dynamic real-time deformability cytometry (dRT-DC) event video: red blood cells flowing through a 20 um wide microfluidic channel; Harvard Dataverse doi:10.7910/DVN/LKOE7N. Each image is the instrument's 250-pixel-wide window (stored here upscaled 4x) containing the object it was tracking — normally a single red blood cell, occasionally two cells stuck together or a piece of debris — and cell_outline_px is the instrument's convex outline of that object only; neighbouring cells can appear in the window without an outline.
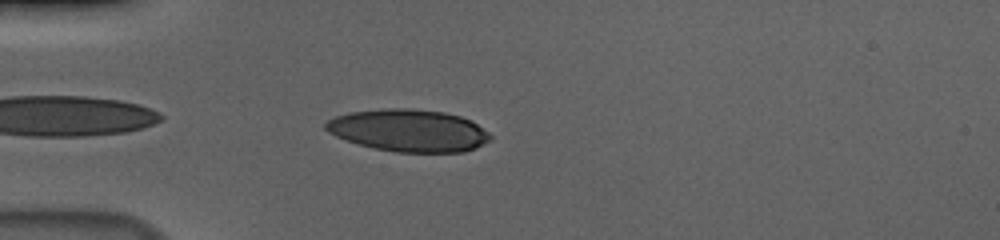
{"species": "human", "species_latin": "Homo sapiens", "temperature_condition": "cold", "stored_images_in_passage": 42, "camera_frame_rate_fps": 3000, "um_per_image_px": 0.085, "donor": {"sex": "male"}, "frame": {"image": 1, "passage_image": 2, "time_ms": 0.333, "image_size_px": [1000, 240], "cell_outline_px": [[492, 140], [476, 148], [464, 152], [396, 152], [376, 148], [360, 144], [336, 136], [328, 132], [324, 128], [324, 124], [328, 120], [336, 116], [348, 112], [388, 108], [412, 108], [444, 112], [460, 116], [472, 120], [488, 132], [492, 136]], "centroid_in_image_um": [34.77, 11.08], "position_along_channel_um": 50.2, "area_um2": 40.63}}
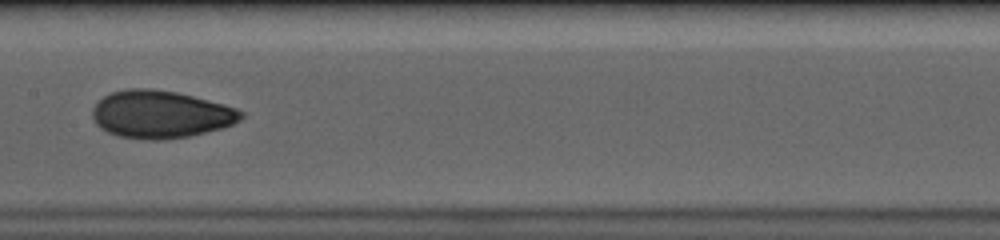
{"frame": {"image": 2, "passage_image": 15, "time_ms": 4.667, "image_size_px": [1000, 240], "cell_outline_px": [[244, 116], [240, 120], [232, 124], [220, 128], [188, 136], [160, 140], [152, 140], [120, 136], [108, 132], [100, 128], [96, 124], [92, 116], [92, 108], [104, 96], [112, 92], [128, 88], [152, 88], [176, 92], [224, 104], [236, 108], [244, 112]], "centroid_in_image_um": [13.64, 9.71], "position_along_channel_um": 193.8, "area_um2": 40.98}}
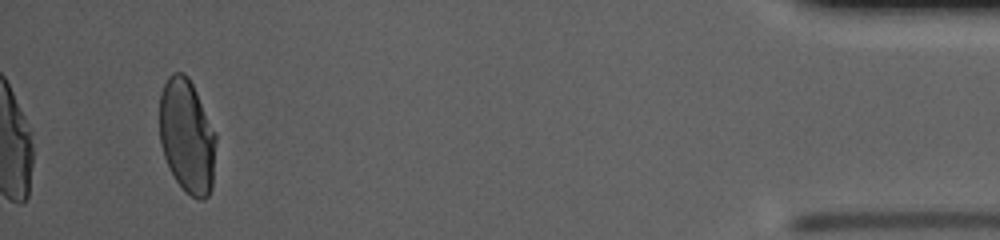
{"frame": {"image": 3, "passage_image": 39, "time_ms": 12.667, "image_size_px": [1000, 240], "cell_outline_px": [[216, 140], [212, 188], [208, 196], [204, 200], [200, 200], [192, 196], [176, 180], [164, 156], [160, 144], [160, 92], [168, 76], [172, 72], [184, 72], [188, 76], [196, 92], [216, 136]], "centroid_in_image_um": [15.88, 11.56], "position_along_channel_um": 419.3, "area_um2": 37.17}, "authors_computed_cell_mechanics": {"area_um2": 39.7953, "velocity_mm_per_s": 3.6939, "shape_relaxation_time_tau1_ms": 7.7189, "shape_relaxation_time_tau2_ms": 1.3413, "deformation_change_tau1": 0.2136, "deformation_change_tau2": 0.055}}